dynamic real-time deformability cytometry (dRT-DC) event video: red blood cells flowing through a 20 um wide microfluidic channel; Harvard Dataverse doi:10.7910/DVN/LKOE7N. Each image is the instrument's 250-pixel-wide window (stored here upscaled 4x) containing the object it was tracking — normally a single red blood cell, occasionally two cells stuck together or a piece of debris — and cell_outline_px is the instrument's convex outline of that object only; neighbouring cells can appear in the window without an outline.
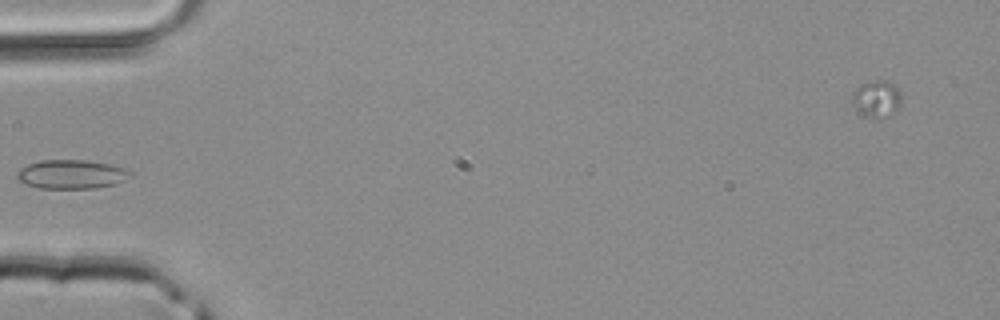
{"species": "common noctule bat (a hibernating species)", "species_latin": "Nyctalus noctula", "temperature_condition": "room temperature", "stored_images_in_passage": 4, "camera_frame_rate_fps": 3000, "um_per_image_px": 0.085, "animal": {"sex": "male", "body_mass_g": 20.4}, "frame": {"image": 1, "passage_image": 4, "time_ms": 1.0, "image_size_px": [1000, 320], "cell_outline_px": [[132, 176], [116, 184], [96, 188], [40, 188], [24, 184], [16, 180], [16, 172], [20, 168], [28, 164], [40, 160], [84, 160], [108, 164], [124, 168], [132, 172]], "centroid_in_image_um": [6.04, 14.82], "position_along_channel_um": 79.0, "area_um2": 19.25}}